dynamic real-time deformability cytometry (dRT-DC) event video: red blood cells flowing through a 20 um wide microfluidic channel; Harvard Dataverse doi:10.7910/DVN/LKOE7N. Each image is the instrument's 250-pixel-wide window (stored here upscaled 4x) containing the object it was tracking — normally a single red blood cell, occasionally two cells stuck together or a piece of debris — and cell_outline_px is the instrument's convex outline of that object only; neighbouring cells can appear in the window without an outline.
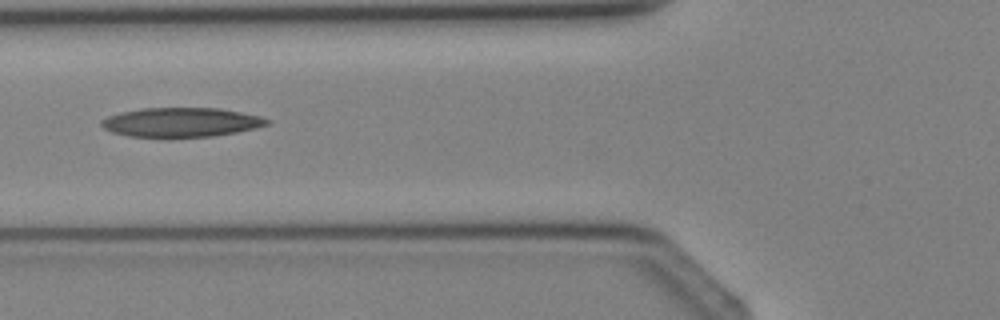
{"species": "Egyptian fruit bat (a non-hibernating species)", "species_latin": "Rousettus aegyptiacus", "temperature_condition": "cold", "stored_images_in_passage": 4, "camera_frame_rate_fps": 3000, "um_per_image_px": 0.085, "animal": {"sex": "female"}, "frame": {"image": 1, "passage_image": 4, "time_ms": 3.333, "image_size_px": [1000, 320], "cell_outline_px": [[272, 120], [268, 124], [256, 128], [236, 132], [212, 136], [128, 136], [112, 132], [104, 128], [100, 124], [100, 120], [108, 116], [120, 112], [140, 108], [220, 108], [260, 116]], "centroid_in_image_um": [15.39, 10.38], "position_along_channel_um": 110.4, "area_um2": 28.03}}